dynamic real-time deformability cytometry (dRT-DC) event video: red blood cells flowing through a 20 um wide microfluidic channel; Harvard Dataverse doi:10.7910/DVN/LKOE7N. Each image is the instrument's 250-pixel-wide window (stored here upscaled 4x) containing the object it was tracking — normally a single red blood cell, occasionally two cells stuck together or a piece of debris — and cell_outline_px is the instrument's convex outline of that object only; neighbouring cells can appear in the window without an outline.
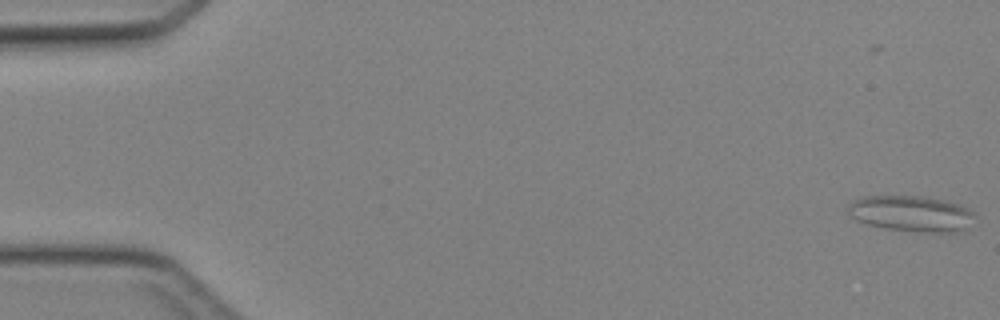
{"species": "Egyptian fruit bat (a non-hibernating species)", "species_latin": "Rousettus aegyptiacus", "temperature_condition": "cold", "stored_images_in_passage": 46, "camera_frame_rate_fps": 3000, "um_per_image_px": 0.085, "animal": {"sex": "female"}, "frame": {"image": 1, "passage_image": 1, "time_ms": 0.0, "image_size_px": [1000, 320], "cell_outline_px": [[976, 216], [968, 228], [964, 232], [932, 232], [884, 228], [868, 224], [856, 220], [848, 212], [848, 204], [852, 200], [864, 196], [924, 196], [956, 204], [968, 208]], "centroid_in_image_um": [77.47, 18.16], "position_along_channel_um": 7.5, "area_um2": 26.41}}
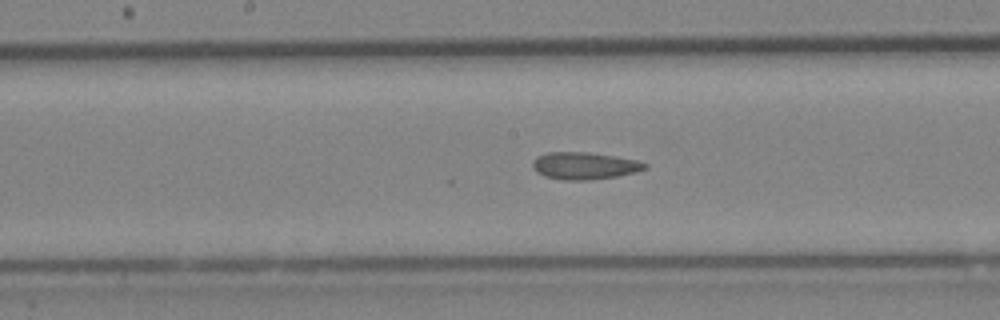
{"frame": {"image": 2, "passage_image": 24, "time_ms": 7.667, "image_size_px": [1000, 320], "cell_outline_px": [[648, 168], [636, 172], [616, 176], [592, 180], [564, 180], [544, 176], [536, 172], [532, 168], [532, 160], [536, 156], [548, 152], [588, 152], [636, 160], [648, 164]], "centroid_in_image_um": [49.64, 14.09], "position_along_channel_um": 198.6, "area_um2": 17.86}}
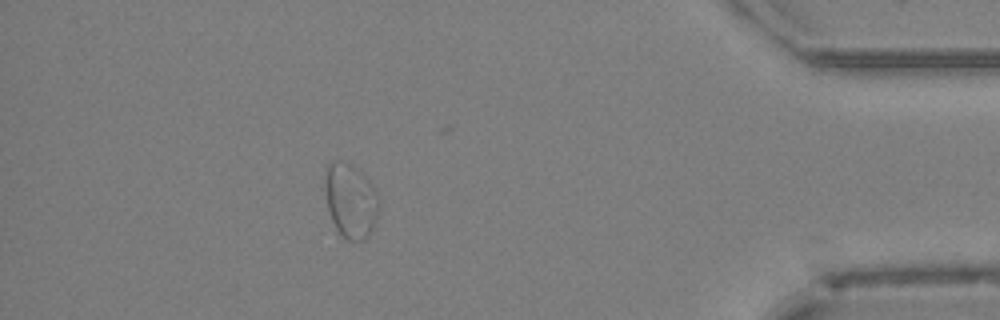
{"frame": {"image": 3, "passage_image": 41, "time_ms": 13.333, "image_size_px": [1000, 320], "cell_outline_px": [[380, 208], [372, 228], [368, 236], [364, 240], [348, 240], [340, 236], [332, 220], [328, 208], [324, 188], [324, 168], [328, 160], [344, 160], [352, 164], [372, 184], [380, 196]], "centroid_in_image_um": [29.78, 17.0], "position_along_channel_um": 405.4, "area_um2": 24.04}}